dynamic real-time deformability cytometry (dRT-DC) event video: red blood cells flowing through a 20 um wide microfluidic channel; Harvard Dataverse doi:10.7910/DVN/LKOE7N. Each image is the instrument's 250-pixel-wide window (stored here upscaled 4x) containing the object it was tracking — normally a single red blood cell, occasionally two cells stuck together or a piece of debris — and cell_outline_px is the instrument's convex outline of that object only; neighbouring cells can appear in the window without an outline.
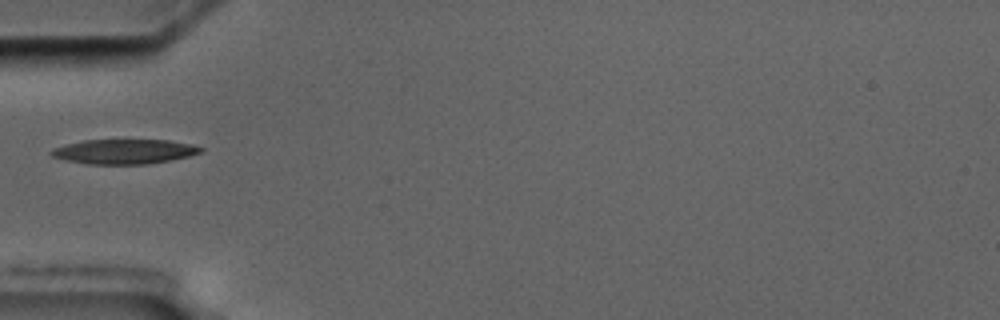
{"species": "common noctule bat (a hibernating species)", "species_latin": "Nyctalus noctula", "temperature_condition": "cold", "stored_images_in_passage": 6, "camera_frame_rate_fps": 3000, "um_per_image_px": 0.085, "animal": {"sex": "male", "body_mass_g": 17.5, "forearm_length_mm": 52.3}, "frame": {"image": 1, "passage_image": 1, "time_ms": 0.0, "image_size_px": [1000, 320], "cell_outline_px": [[204, 148], [200, 152], [188, 156], [172, 160], [148, 164], [88, 164], [64, 160], [52, 156], [48, 152], [52, 148], [84, 140], [168, 140], [192, 144]], "centroid_in_image_um": [10.54, 12.88], "position_along_channel_um": 74.5, "area_um2": 21.5}}
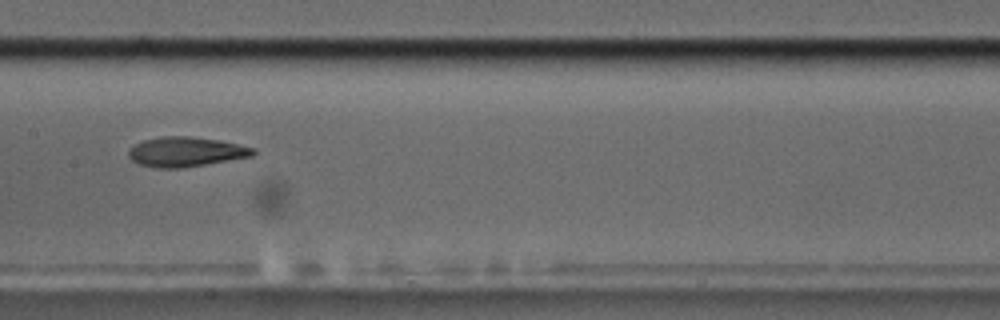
{"frame": {"image": 2, "passage_image": 4, "time_ms": 3.333, "image_size_px": [1000, 320], "cell_outline_px": [[256, 152], [252, 156], [184, 168], [156, 168], [140, 164], [132, 160], [128, 156], [128, 148], [144, 140], [160, 136], [188, 136], [220, 140], [256, 148]], "centroid_in_image_um": [15.79, 12.9], "position_along_channel_um": 191.6, "area_um2": 21.68}}
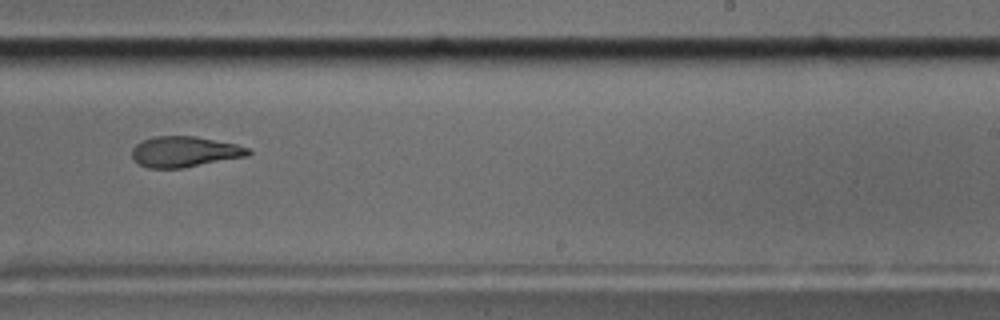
{"frame": {"image": 3, "passage_image": 6, "time_ms": 5.667, "image_size_px": [1000, 320], "cell_outline_px": [[252, 152], [248, 156], [184, 168], [148, 168], [140, 164], [132, 156], [132, 148], [140, 140], [152, 136], [196, 136], [236, 144], [248, 148]], "centroid_in_image_um": [15.69, 12.89], "position_along_channel_um": 273.3, "area_um2": 20.92}}